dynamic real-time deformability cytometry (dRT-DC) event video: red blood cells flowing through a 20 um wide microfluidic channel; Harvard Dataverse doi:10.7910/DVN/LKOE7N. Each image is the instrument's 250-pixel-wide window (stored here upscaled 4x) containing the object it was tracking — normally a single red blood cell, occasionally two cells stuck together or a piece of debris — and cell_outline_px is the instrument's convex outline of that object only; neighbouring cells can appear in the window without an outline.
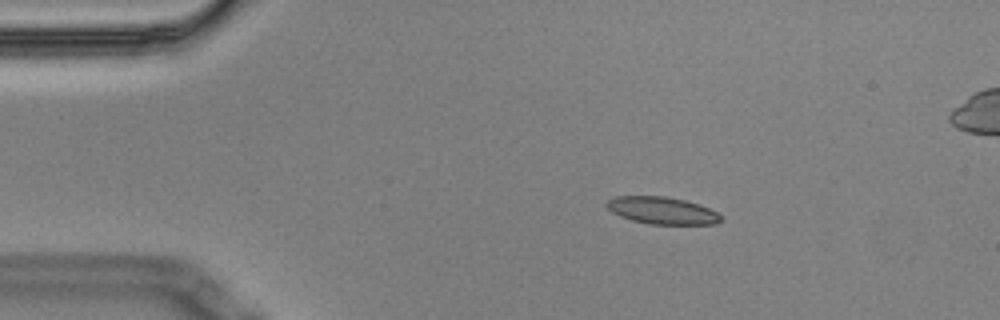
{"species": "Egyptian fruit bat (a non-hibernating species)", "species_latin": "Rousettus aegyptiacus", "temperature_condition": "cold", "stored_images_in_passage": 5, "camera_frame_rate_fps": 3000, "um_per_image_px": 0.085, "animal": {"sex": "male"}, "frame": {"image": 1, "passage_image": 1, "time_ms": 0.0, "image_size_px": [1000, 320], "cell_outline_px": [[724, 220], [716, 224], [648, 224], [632, 220], [620, 216], [612, 212], [604, 204], [608, 200], [616, 196], [664, 196], [684, 200], [708, 208], [724, 216]], "centroid_in_image_um": [56.29, 17.9], "position_along_channel_um": 28.7, "area_um2": 18.09}}
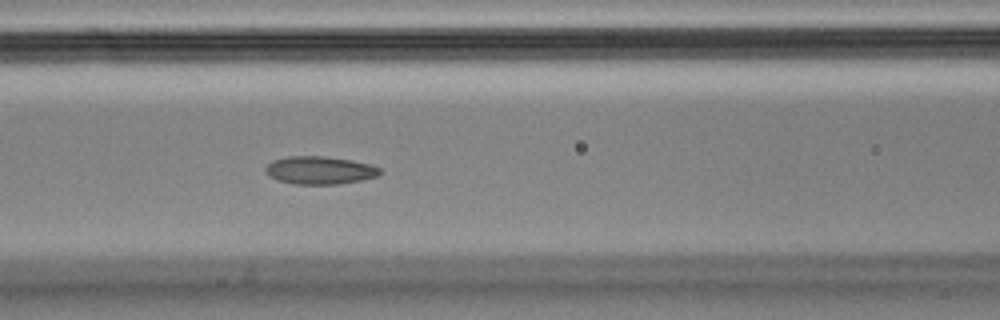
{"frame": {"image": 2, "passage_image": 5, "time_ms": 1.333, "image_size_px": [1000, 320], "cell_outline_px": [[384, 172], [376, 176], [360, 180], [340, 184], [292, 184], [276, 180], [268, 176], [264, 168], [272, 160], [288, 156], [324, 156], [352, 160], [372, 164], [380, 168]], "centroid_in_image_um": [27.17, 14.47], "position_along_channel_um": 139.4, "area_um2": 18.84}}